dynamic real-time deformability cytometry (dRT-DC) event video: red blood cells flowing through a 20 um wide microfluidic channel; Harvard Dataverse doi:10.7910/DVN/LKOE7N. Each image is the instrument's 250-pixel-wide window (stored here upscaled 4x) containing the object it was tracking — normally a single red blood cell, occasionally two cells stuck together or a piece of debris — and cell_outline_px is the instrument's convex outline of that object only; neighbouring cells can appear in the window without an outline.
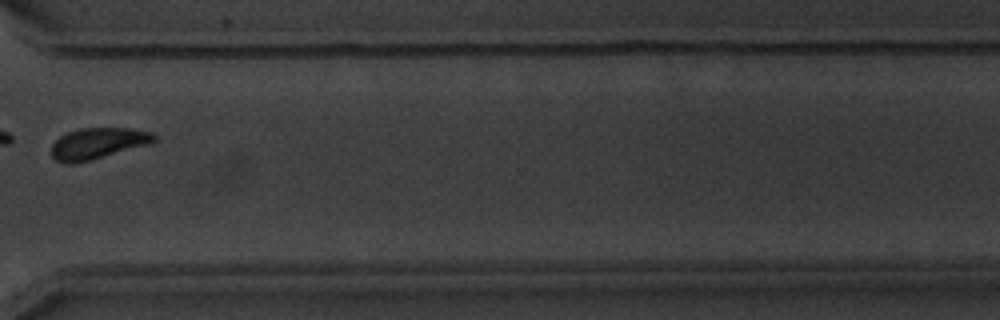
{"species": "common noctule bat (a hibernating species)", "species_latin": "Nyctalus noctula", "temperature_condition": "warm", "stored_images_in_passage": 14, "camera_frame_rate_fps": 3000, "um_per_image_px": 0.085, "animal": {"sex": "male", "body_mass_g": 20.1, "forearm_length_mm": 53.5}, "frame": {"image": 1, "passage_image": 12, "time_ms": 13.667, "image_size_px": [1000, 320], "cell_outline_px": [[156, 140], [152, 144], [92, 160], [76, 164], [64, 164], [56, 160], [52, 156], [52, 144], [60, 136], [68, 132], [80, 128], [128, 128], [152, 132], [156, 136]], "centroid_in_image_um": [8.34, 12.2], "position_along_channel_um": 362.3, "area_um2": 18.96}, "authors_computed_cell_mechanics": {"area_um2": 19.1318, "velocity_mm_per_s": 3.7727, "shape_relaxation_time_tau1_ms": 4.1834, "shape_relaxation_time_tau2_ms": null, "deformation_change_tau1": 0.1509, "deformation_change_tau2": null}}